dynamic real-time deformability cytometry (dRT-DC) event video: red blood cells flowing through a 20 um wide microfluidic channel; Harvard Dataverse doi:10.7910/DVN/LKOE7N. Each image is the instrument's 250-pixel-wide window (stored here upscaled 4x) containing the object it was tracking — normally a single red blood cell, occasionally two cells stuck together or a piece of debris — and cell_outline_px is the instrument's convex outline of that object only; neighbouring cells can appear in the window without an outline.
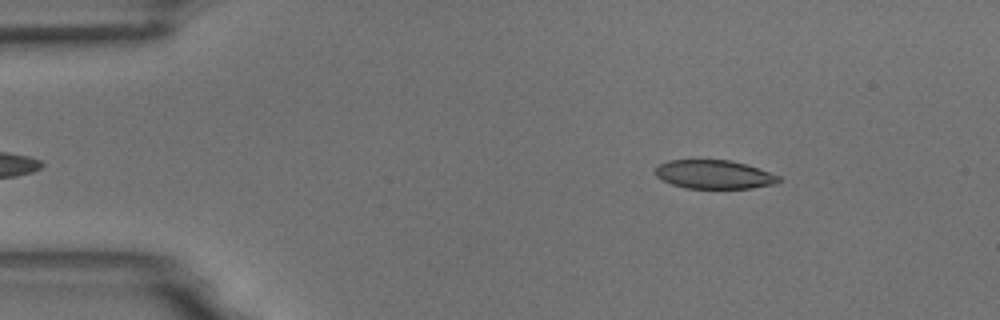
{"species": "common noctule bat (a hibernating species)", "species_latin": "Nyctalus noctula", "temperature_condition": "room temperature", "stored_images_in_passage": 49, "camera_frame_rate_fps": 3000, "um_per_image_px": 0.085, "animal": {"sex": "male", "body_mass_g": 18.8}, "frame": {"image": 1, "passage_image": 3, "time_ms": 0.667, "image_size_px": [1000, 320], "cell_outline_px": [[780, 180], [776, 184], [752, 188], [684, 188], [672, 184], [656, 176], [656, 168], [660, 164], [668, 160], [732, 160], [780, 176]], "centroid_in_image_um": [60.7, 14.83], "position_along_channel_um": 24.3, "area_um2": 20.4}}
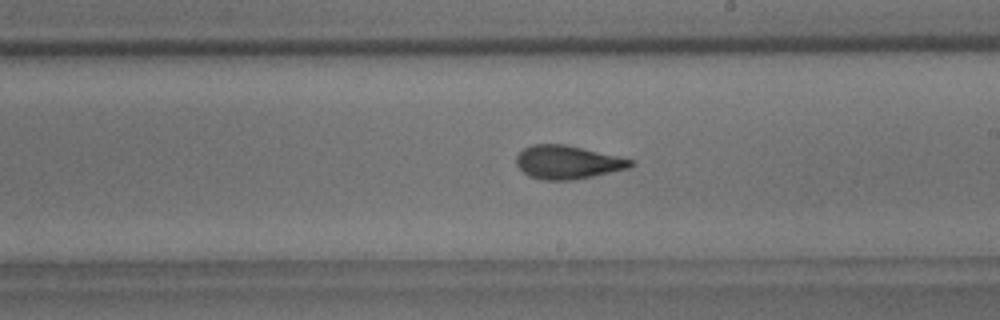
{"frame": {"image": 2, "passage_image": 26, "time_ms": 8.333, "image_size_px": [1000, 320], "cell_outline_px": [[636, 164], [628, 168], [592, 176], [572, 180], [544, 180], [528, 176], [516, 164], [516, 156], [524, 148], [532, 144], [564, 144], [636, 160]], "centroid_in_image_um": [48.25, 13.79], "position_along_channel_um": 240.7, "area_um2": 22.2}}
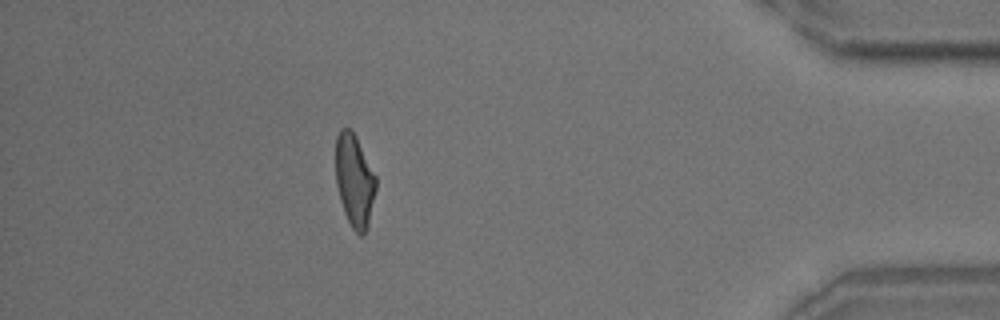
{"frame": {"image": 3, "passage_image": 43, "time_ms": 14.0, "image_size_px": [1000, 320], "cell_outline_px": [[376, 188], [368, 224], [364, 232], [360, 236], [352, 228], [344, 212], [340, 200], [336, 184], [336, 136], [340, 128], [348, 128], [356, 136], [376, 176]], "centroid_in_image_um": [30.12, 15.32], "position_along_channel_um": 405.1, "area_um2": 21.5}, "authors_computed_cell_mechanics": {"area_um2": 22.1952, "velocity_mm_per_s": 3.7292, "shape_relaxation_time_tau1_ms": 4.2029, "shape_relaxation_time_tau2_ms": 1.5832, "deformation_change_tau1": 0.1561, "deformation_change_tau2": 0.0825}}